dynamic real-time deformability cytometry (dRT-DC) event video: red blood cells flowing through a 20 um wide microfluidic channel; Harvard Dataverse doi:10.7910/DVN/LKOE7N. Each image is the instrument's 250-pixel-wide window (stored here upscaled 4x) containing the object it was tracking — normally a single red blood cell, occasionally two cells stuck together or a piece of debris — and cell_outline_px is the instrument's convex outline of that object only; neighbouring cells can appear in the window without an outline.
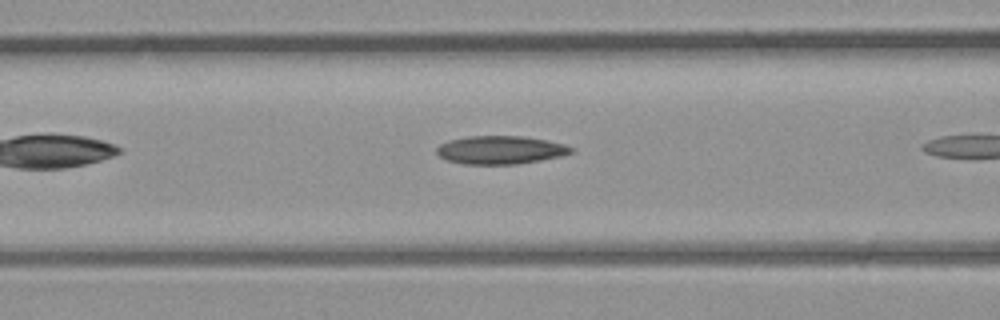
{"species": "common noctule bat (a hibernating species)", "species_latin": "Nyctalus noctula", "temperature_condition": "room temperature", "stored_images_in_passage": 5, "camera_frame_rate_fps": 3000, "um_per_image_px": 0.085, "animal": {"sex": "male", "body_mass_g": 23.1, "forearm_length_mm": 52.7}, "frame": {"image": 1, "passage_image": 3, "time_ms": 2.333, "image_size_px": [1000, 320], "cell_outline_px": [[576, 148], [572, 152], [560, 156], [540, 160], [516, 164], [464, 164], [448, 160], [440, 156], [436, 152], [436, 148], [440, 144], [448, 140], [468, 136], [520, 136], [548, 140], [564, 144]], "centroid_in_image_um": [42.54, 12.74], "position_along_channel_um": 124.1, "area_um2": 22.08}}